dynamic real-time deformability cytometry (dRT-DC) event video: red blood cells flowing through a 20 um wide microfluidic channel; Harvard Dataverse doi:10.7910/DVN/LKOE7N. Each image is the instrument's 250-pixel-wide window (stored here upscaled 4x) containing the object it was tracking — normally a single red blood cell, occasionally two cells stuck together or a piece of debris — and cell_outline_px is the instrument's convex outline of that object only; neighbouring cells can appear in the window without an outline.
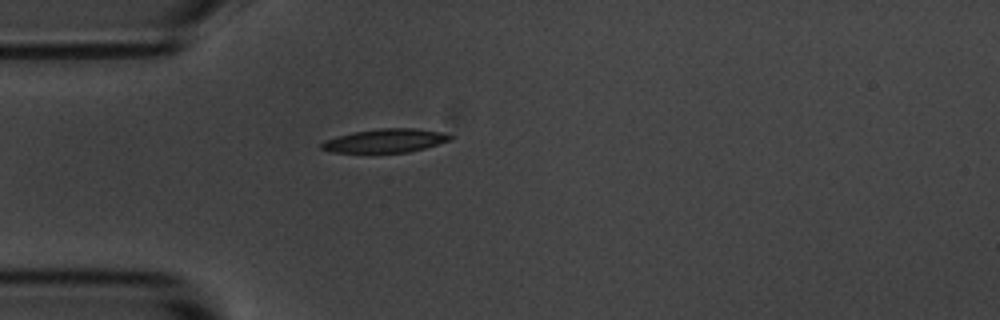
{"species": "common noctule bat (a hibernating species)", "species_latin": "Nyctalus noctula", "temperature_condition": "room temperature", "stored_images_in_passage": 1, "camera_frame_rate_fps": 3000, "um_per_image_px": 0.085, "animal": {"sex": "male", "body_mass_g": 20.1, "forearm_length_mm": 53.5}, "frame": {"image": 1, "passage_image": 1, "time_ms": 0.0, "image_size_px": [1000, 320], "cell_outline_px": [[452, 140], [424, 148], [408, 152], [332, 152], [320, 148], [320, 144], [324, 140], [336, 136], [356, 132], [380, 128], [416, 128], [440, 132], [452, 136]], "centroid_in_image_um": [32.74, 11.95], "position_along_channel_um": 52.3, "area_um2": 17.51}}